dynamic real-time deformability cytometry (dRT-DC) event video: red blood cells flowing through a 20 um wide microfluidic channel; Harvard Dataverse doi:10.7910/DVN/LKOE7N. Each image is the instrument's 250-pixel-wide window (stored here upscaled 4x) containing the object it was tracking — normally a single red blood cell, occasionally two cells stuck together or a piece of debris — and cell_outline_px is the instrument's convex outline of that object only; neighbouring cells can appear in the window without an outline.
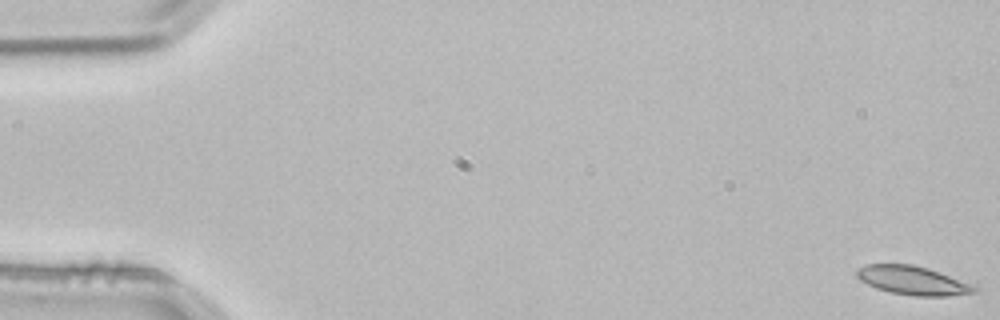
{"species": "common noctule bat (a hibernating species)", "species_latin": "Nyctalus noctula", "temperature_condition": "room temperature", "stored_images_in_passage": 5, "camera_frame_rate_fps": 3000, "um_per_image_px": 0.085, "animal": {"sex": "male", "body_mass_g": 21.5, "forearm_length_mm": 52.0}, "frame": {"image": 1, "passage_image": 1, "time_ms": 0.0, "image_size_px": [1000, 320], "cell_outline_px": [[980, 292], [948, 296], [916, 296], [892, 292], [876, 288], [860, 280], [856, 276], [856, 272], [860, 268], [868, 264], [912, 264], [928, 268], [976, 284], [980, 288]], "centroid_in_image_um": [77.7, 23.84], "position_along_channel_um": 7.3, "area_um2": 19.94}}